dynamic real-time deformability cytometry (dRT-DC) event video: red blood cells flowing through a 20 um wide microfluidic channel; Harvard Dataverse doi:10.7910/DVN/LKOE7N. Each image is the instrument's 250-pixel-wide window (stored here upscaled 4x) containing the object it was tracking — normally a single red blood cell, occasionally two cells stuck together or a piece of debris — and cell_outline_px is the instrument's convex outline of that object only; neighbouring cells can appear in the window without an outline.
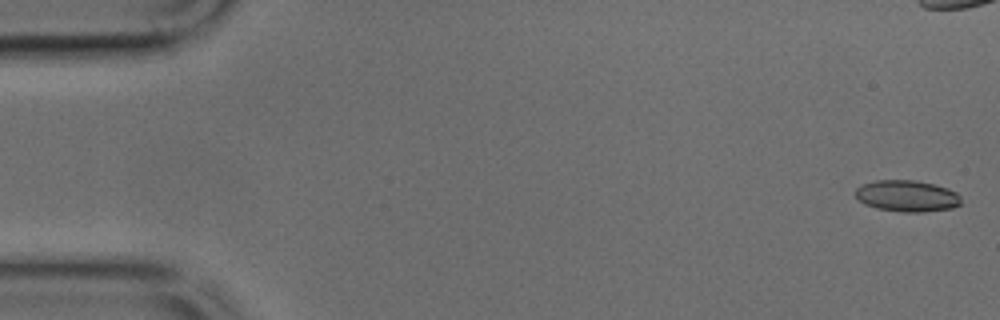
{"species": "common noctule bat (a hibernating species)", "species_latin": "Nyctalus noctula", "temperature_condition": "cold", "stored_images_in_passage": 29, "camera_frame_rate_fps": 3000, "um_per_image_px": 0.085, "animal": {"sex": "male", "body_mass_g": 17.9, "forearm_length_mm": 54.2}, "frame": {"image": 1, "passage_image": 1, "time_ms": 0.0, "image_size_px": [1000, 320], "cell_outline_px": [[960, 204], [952, 208], [924, 212], [904, 212], [876, 208], [864, 204], [856, 196], [856, 188], [864, 184], [876, 180], [916, 180], [948, 188], [956, 192], [960, 196]], "centroid_in_image_um": [77.1, 16.66], "position_along_channel_um": 7.9, "area_um2": 19.25}}